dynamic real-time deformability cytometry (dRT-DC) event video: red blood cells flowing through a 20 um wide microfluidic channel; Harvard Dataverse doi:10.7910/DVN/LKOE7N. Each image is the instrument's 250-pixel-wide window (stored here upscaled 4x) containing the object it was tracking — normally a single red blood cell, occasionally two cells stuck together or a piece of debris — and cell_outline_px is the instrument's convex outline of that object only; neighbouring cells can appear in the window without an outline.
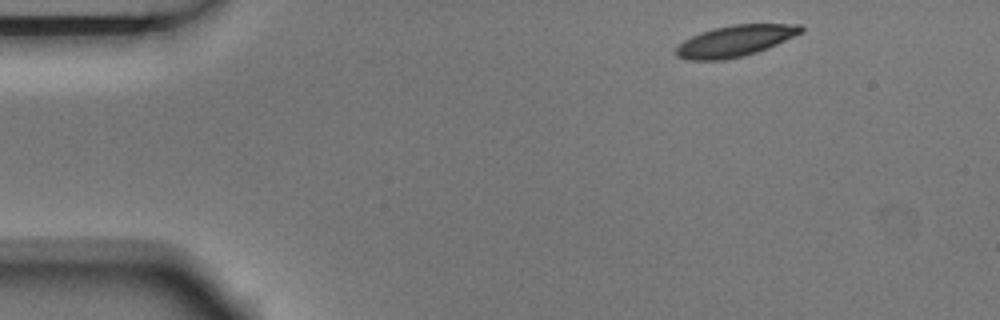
{"species": "Egyptian fruit bat (a non-hibernating species)", "species_latin": "Rousettus aegyptiacus", "temperature_condition": "room temperature", "stored_images_in_passage": 6, "camera_frame_rate_fps": 3000, "um_per_image_px": 0.085, "animal": {"sex": "male"}, "frame": {"image": 1, "passage_image": 1, "time_ms": 0.0, "image_size_px": [1000, 320], "cell_outline_px": [[804, 32], [768, 48], [744, 56], [724, 60], [688, 60], [676, 56], [676, 48], [684, 40], [700, 32], [712, 28], [732, 24], [800, 24], [804, 28]], "centroid_in_image_um": [62.5, 3.47], "position_along_channel_um": 22.5, "area_um2": 22.83}}
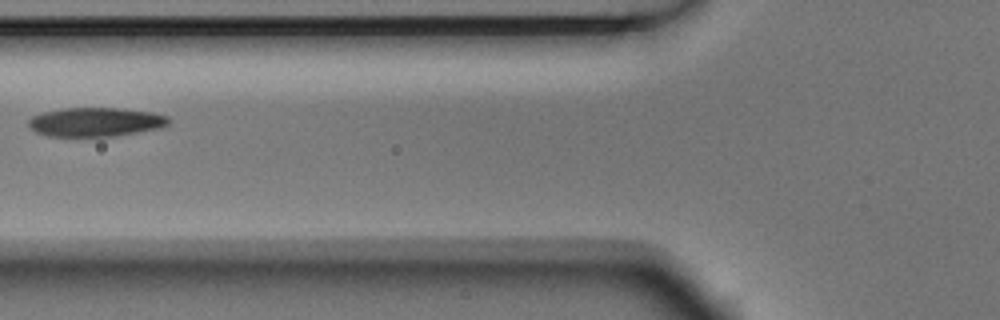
{"frame": {"image": 2, "passage_image": 5, "time_ms": 1.333, "image_size_px": [1000, 320], "cell_outline_px": [[172, 120], [168, 124], [160, 128], [112, 136], [48, 136], [36, 132], [28, 124], [28, 120], [32, 116], [44, 112], [64, 108], [120, 108], [152, 112], [168, 116]], "centroid_in_image_um": [8.14, 10.36], "position_along_channel_um": 117.7, "area_um2": 23.58}}
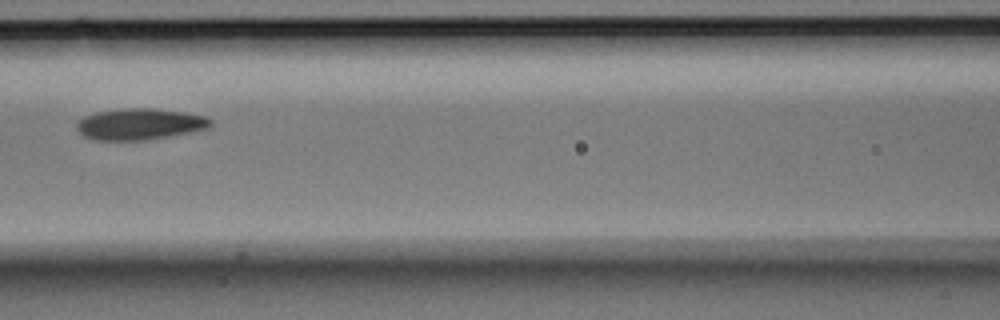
{"frame": {"image": 3, "passage_image": 6, "time_ms": 1.667, "image_size_px": [1000, 320], "cell_outline_px": [[212, 124], [208, 128], [168, 136], [144, 140], [96, 140], [84, 136], [76, 128], [76, 124], [84, 116], [96, 112], [124, 108], [152, 108], [184, 112], [204, 116], [212, 120]], "centroid_in_image_um": [11.86, 10.54], "position_along_channel_um": 154.7, "area_um2": 24.22}}